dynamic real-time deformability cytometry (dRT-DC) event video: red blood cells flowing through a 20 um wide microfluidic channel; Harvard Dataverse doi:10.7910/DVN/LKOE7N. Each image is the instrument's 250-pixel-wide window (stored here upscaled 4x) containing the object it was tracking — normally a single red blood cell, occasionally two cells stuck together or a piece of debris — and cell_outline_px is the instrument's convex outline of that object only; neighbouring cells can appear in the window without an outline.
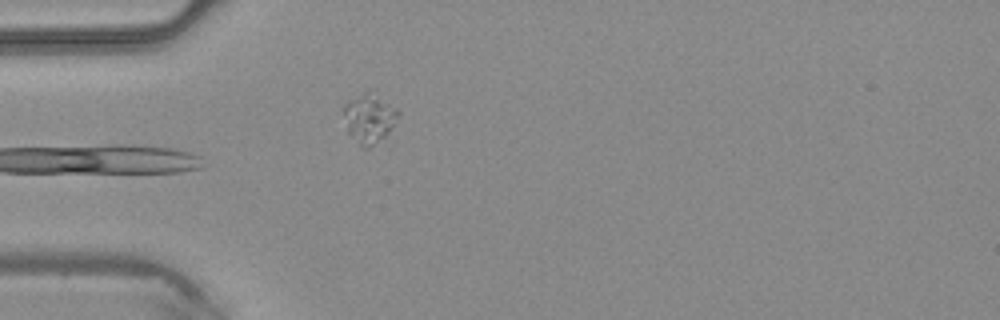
{"species": "common noctule bat (a hibernating species)", "species_latin": "Nyctalus noctula", "temperature_condition": "warm", "stored_images_in_passage": 3, "camera_frame_rate_fps": 3000, "um_per_image_px": 0.085, "animal": {"sex": "male", "body_mass_g": 20.4}, "frame": {"image": 1, "passage_image": 3, "time_ms": 0.667, "image_size_px": [1000, 320], "cell_outline_px": [[400, 116], [388, 148], [360, 148], [348, 132], [344, 112], [344, 104], [348, 100], [364, 92], [376, 88], [400, 112]], "centroid_in_image_um": [31.55, 10.16], "position_along_channel_um": 53.4, "area_um2": 17.86}}